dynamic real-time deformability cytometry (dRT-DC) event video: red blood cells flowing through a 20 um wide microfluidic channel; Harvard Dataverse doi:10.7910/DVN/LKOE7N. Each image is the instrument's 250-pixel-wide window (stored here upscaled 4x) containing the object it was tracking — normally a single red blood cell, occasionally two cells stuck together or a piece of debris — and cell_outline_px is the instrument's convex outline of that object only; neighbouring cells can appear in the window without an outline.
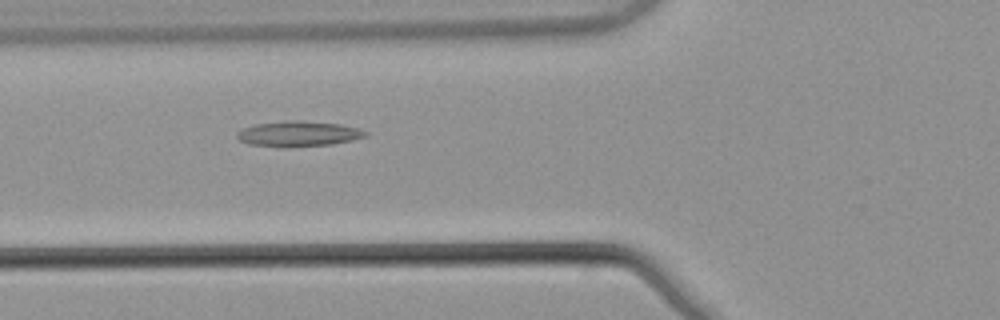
{"species": "common noctule bat (a hibernating species)", "species_latin": "Nyctalus noctula", "temperature_condition": "warm", "stored_images_in_passage": 4, "camera_frame_rate_fps": 3000, "um_per_image_px": 0.085, "animal": {"sex": "male", "body_mass_g": 21.5, "forearm_length_mm": 52.0}, "frame": {"image": 1, "passage_image": 3, "time_ms": 0.667, "image_size_px": [1000, 320], "cell_outline_px": [[368, 136], [352, 140], [332, 144], [284, 148], [248, 144], [240, 140], [236, 136], [236, 132], [244, 128], [256, 124], [284, 120], [296, 120], [340, 124], [360, 128], [368, 132]], "centroid_in_image_um": [25.37, 11.38], "position_along_channel_um": 100.4, "area_um2": 19.25}}
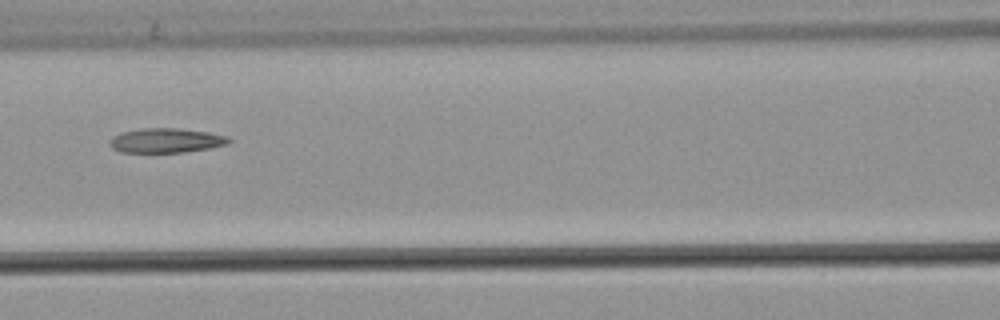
{"frame": {"image": 2, "passage_image": 4, "time_ms": 1.0, "image_size_px": [1000, 320], "cell_outline_px": [[232, 140], [228, 144], [208, 148], [184, 152], [120, 152], [112, 148], [108, 144], [112, 136], [120, 132], [140, 128], [176, 128], [208, 132], [228, 136]], "centroid_in_image_um": [14.08, 11.93], "position_along_channel_um": 152.5, "area_um2": 17.11}}